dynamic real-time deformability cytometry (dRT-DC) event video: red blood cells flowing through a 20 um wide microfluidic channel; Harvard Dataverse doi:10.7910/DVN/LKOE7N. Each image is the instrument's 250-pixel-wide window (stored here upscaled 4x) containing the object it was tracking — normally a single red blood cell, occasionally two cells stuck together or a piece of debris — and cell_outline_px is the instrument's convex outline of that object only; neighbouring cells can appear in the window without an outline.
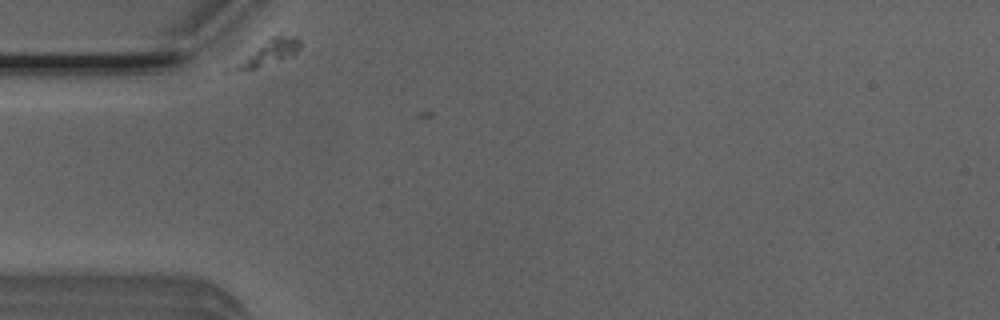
{"species": "Egyptian fruit bat (a non-hibernating species)", "species_latin": "Rousettus aegyptiacus", "temperature_condition": "room temperature", "stored_images_in_passage": 3, "camera_frame_rate_fps": 3000, "um_per_image_px": 0.085, "animal": {"sex": "male"}, "frame": {"image": 1, "passage_image": 1, "time_ms": 0.0, "image_size_px": [1000, 320], "cell_outline_px": [[300, 48], [292, 56], [256, 68], [228, 72], [220, 72], [224, 68], [272, 36], [296, 36], [300, 40]], "centroid_in_image_um": [22.64, 4.54], "position_along_channel_um": 62.4, "area_um2": 10.06}}